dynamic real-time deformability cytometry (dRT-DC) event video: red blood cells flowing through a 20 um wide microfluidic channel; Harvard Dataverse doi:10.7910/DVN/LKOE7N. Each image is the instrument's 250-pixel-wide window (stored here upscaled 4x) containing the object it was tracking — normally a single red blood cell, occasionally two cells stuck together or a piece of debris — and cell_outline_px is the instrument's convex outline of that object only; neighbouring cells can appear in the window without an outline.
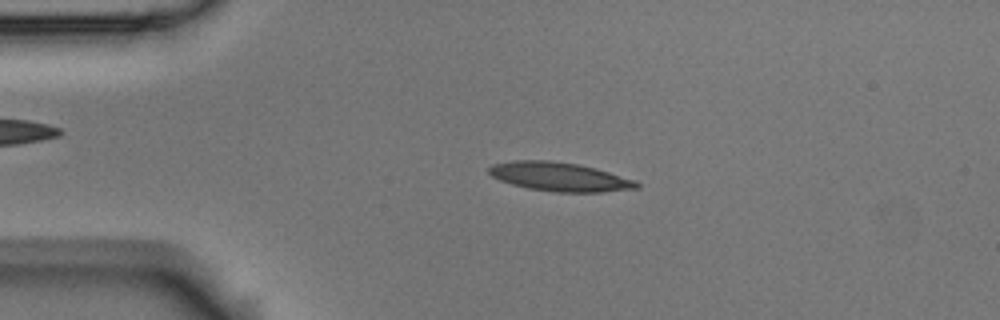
{"species": "Egyptian fruit bat (a non-hibernating species)", "species_latin": "Rousettus aegyptiacus", "temperature_condition": "room temperature", "stored_images_in_passage": 54, "camera_frame_rate_fps": 3000, "um_per_image_px": 0.085, "animal": {"sex": "male"}, "frame": {"image": 1, "passage_image": 10, "time_ms": 3.0, "image_size_px": [1000, 320], "cell_outline_px": [[640, 188], [600, 192], [556, 192], [528, 188], [512, 184], [500, 180], [492, 176], [488, 172], [488, 168], [492, 164], [516, 160], [548, 160], [580, 164], [596, 168], [636, 180], [640, 184]], "centroid_in_image_um": [47.59, 15.02], "position_along_channel_um": 37.4, "area_um2": 24.91}}
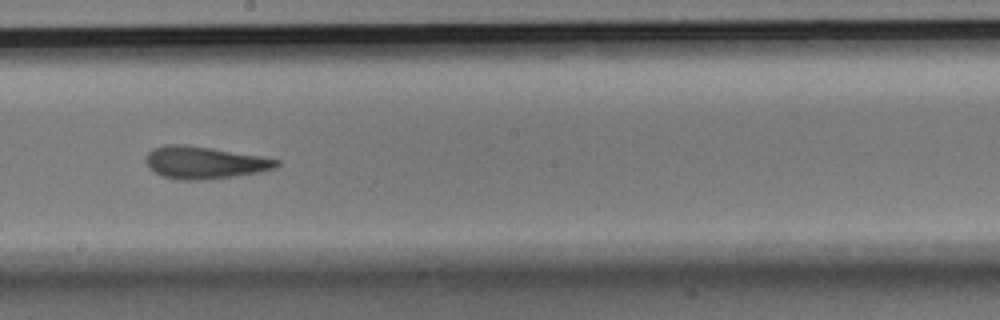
{"frame": {"image": 2, "passage_image": 29, "time_ms": 9.333, "image_size_px": [1000, 320], "cell_outline_px": [[280, 164], [276, 168], [256, 172], [232, 176], [204, 180], [176, 180], [164, 176], [148, 168], [144, 160], [144, 156], [152, 148], [164, 144], [184, 144], [212, 148], [260, 156], [280, 160]], "centroid_in_image_um": [17.31, 13.81], "position_along_channel_um": 230.9, "area_um2": 24.68}}
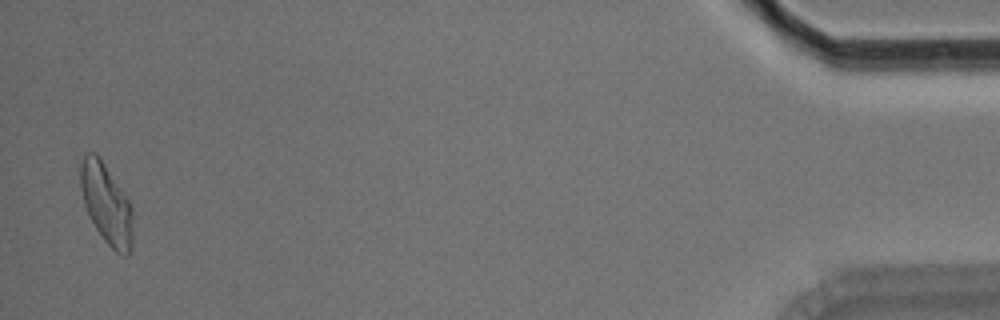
{"frame": {"image": 3, "passage_image": 53, "time_ms": 17.333, "image_size_px": [1000, 320], "cell_outline_px": [[132, 248], [128, 256], [124, 256], [116, 252], [104, 240], [96, 228], [84, 204], [80, 188], [80, 164], [84, 156], [88, 152], [96, 152], [100, 156], [132, 204]], "centroid_in_image_um": [9.06, 17.31], "position_along_channel_um": 426.1, "area_um2": 24.68}, "authors_computed_cell_mechanics": {"area_um2": 24.1026, "velocity_mm_per_s": 3.5506, "shape_relaxation_time_tau1_ms": null, "shape_relaxation_time_tau2_ms": 3.432, "deformation_change_tau1": null, "deformation_change_tau2": 0.1261}}